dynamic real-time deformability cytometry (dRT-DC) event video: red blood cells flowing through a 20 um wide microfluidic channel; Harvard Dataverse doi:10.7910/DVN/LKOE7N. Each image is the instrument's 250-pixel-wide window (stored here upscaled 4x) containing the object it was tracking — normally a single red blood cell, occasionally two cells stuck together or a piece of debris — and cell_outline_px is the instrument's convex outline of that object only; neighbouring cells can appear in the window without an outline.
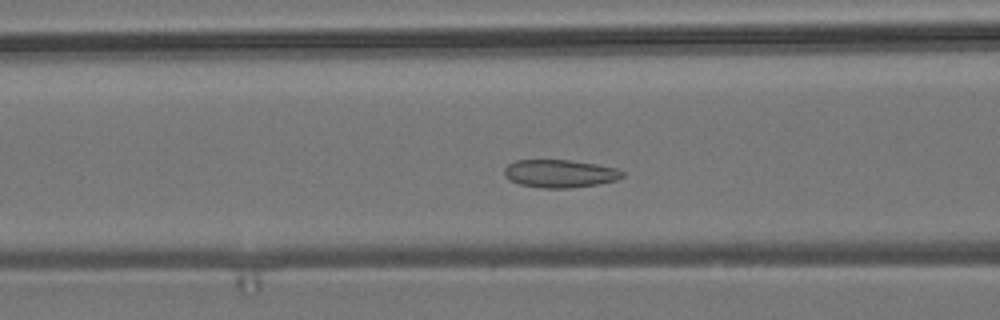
{"species": "common noctule bat (a hibernating species)", "species_latin": "Nyctalus noctula", "temperature_condition": "room temperature", "stored_images_in_passage": 52, "camera_frame_rate_fps": 3000, "um_per_image_px": 0.085, "animal": {"sex": "male", "body_mass_g": 19.2, "forearm_length_mm": 51.8}, "frame": {"image": 1, "passage_image": 18, "time_ms": 5.667, "image_size_px": [1000, 320], "cell_outline_px": [[624, 176], [616, 180], [596, 184], [568, 188], [544, 188], [520, 184], [504, 176], [504, 168], [508, 164], [516, 160], [572, 160], [596, 164], [616, 168], [624, 172]], "centroid_in_image_um": [47.59, 14.74], "position_along_channel_um": 119.0, "area_um2": 19.07}}
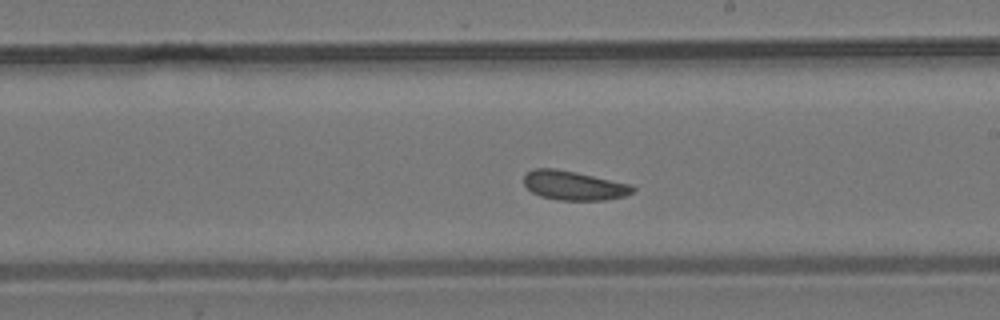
{"frame": {"image": 2, "passage_image": 28, "time_ms": 9.0, "image_size_px": [1000, 320], "cell_outline_px": [[636, 188], [632, 192], [624, 196], [604, 200], [560, 200], [540, 196], [532, 192], [524, 184], [524, 176], [532, 168], [556, 168], [576, 172], [632, 184]], "centroid_in_image_um": [48.78, 15.76], "position_along_channel_um": 240.2, "area_um2": 18.55}}
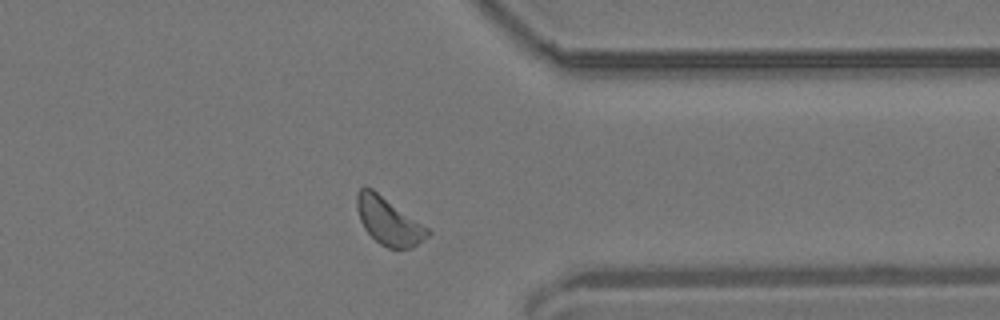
{"frame": {"image": 3, "passage_image": 40, "time_ms": 13.0, "image_size_px": [1000, 320], "cell_outline_px": [[432, 232], [428, 236], [412, 248], [388, 248], [380, 244], [364, 228], [360, 220], [356, 208], [356, 196], [360, 188], [372, 188], [428, 228]], "centroid_in_image_um": [33.02, 18.8], "position_along_channel_um": 378.4, "area_um2": 19.25}}